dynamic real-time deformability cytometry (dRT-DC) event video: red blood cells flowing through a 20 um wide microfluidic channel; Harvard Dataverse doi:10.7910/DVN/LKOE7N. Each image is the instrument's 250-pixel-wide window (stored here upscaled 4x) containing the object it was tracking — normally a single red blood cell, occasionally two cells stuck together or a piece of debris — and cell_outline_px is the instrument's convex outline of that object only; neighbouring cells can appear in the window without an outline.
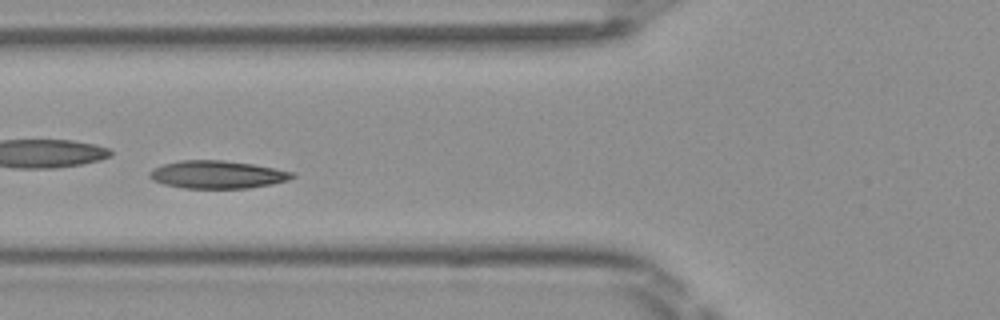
{"species": "Egyptian fruit bat (a non-hibernating species)", "species_latin": "Rousettus aegyptiacus", "temperature_condition": "room temperature", "stored_images_in_passage": 39, "camera_frame_rate_fps": 3000, "um_per_image_px": 0.085, "frame": {"image": 1, "passage_image": 12, "time_ms": 3.667, "image_size_px": [1000, 320], "cell_outline_px": [[296, 176], [288, 180], [272, 184], [248, 188], [184, 188], [164, 184], [152, 180], [148, 176], [148, 172], [152, 168], [164, 164], [180, 160], [224, 160], [252, 164], [292, 172]], "centroid_in_image_um": [18.42, 14.84], "position_along_channel_um": 107.4, "area_um2": 23.06}, "authors_computed_cell_mechanics": {"area_um2": 22.4264, "velocity_mm_per_s": 4.0256, "shape_relaxation_time_tau1_ms": 4.1347, "shape_relaxation_time_tau2_ms": 2.9386, "deformation_change_tau1": 0.1174, "deformation_change_tau2": 0.0739}}